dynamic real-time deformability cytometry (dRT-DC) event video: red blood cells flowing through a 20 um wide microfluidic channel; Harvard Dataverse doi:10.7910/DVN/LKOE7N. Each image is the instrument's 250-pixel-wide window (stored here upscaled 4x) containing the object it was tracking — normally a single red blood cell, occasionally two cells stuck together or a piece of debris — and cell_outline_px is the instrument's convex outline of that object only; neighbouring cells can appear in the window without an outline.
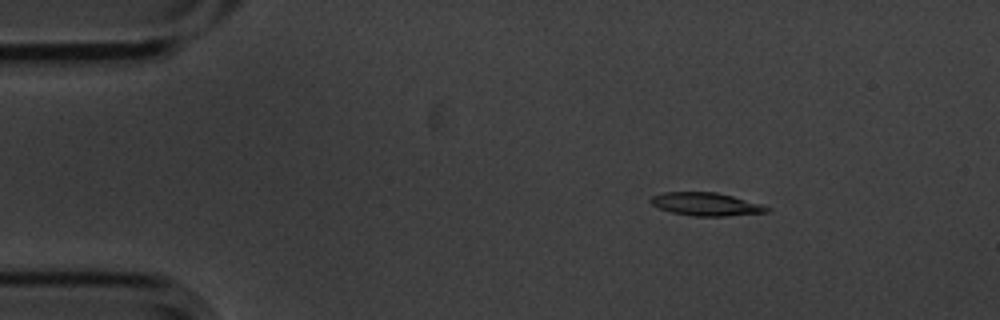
{"species": "common noctule bat (a hibernating species)", "species_latin": "Nyctalus noctula", "temperature_condition": "cold", "stored_images_in_passage": 5, "camera_frame_rate_fps": 3000, "um_per_image_px": 0.085, "animal": {"sex": "male", "body_mass_g": 20.1, "forearm_length_mm": 53.5}, "frame": {"image": 1, "passage_image": 3, "time_ms": 0.667, "image_size_px": [1000, 320], "cell_outline_px": [[772, 208], [768, 212], [728, 216], [696, 216], [672, 212], [660, 208], [652, 204], [648, 200], [652, 196], [664, 192], [716, 192], [732, 196], [760, 204]], "centroid_in_image_um": [60.01, 17.35], "position_along_channel_um": 25.0, "area_um2": 15.49}}